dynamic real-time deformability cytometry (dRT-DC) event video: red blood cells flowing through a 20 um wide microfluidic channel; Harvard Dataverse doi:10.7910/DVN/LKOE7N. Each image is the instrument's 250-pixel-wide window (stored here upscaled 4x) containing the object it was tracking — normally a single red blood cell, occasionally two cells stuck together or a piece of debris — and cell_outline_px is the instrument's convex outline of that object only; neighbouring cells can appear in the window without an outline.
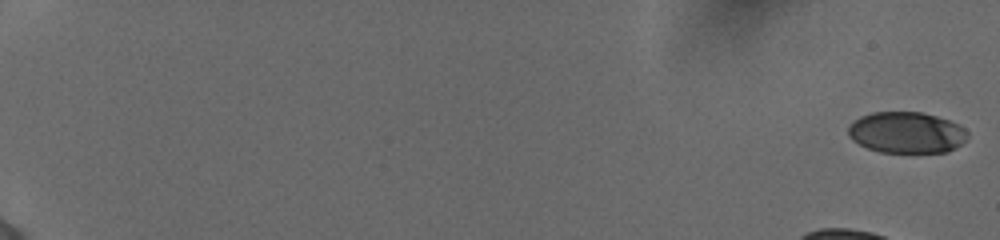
{"species": "human", "species_latin": "Homo sapiens", "temperature_condition": "cold", "stored_images_in_passage": 30, "camera_frame_rate_fps": 3000, "um_per_image_px": 0.085, "donor": {"sex": "female"}, "frame": {"image": 1, "passage_image": 1, "time_ms": 0.0, "image_size_px": [1000, 240], "cell_outline_px": [[968, 136], [956, 148], [948, 152], [880, 152], [868, 148], [852, 140], [848, 136], [848, 124], [852, 120], [860, 116], [872, 112], [920, 112], [936, 116], [948, 120], [964, 128], [968, 132]], "centroid_in_image_um": [77.01, 11.26], "position_along_channel_um": 8.0, "area_um2": 28.73}}